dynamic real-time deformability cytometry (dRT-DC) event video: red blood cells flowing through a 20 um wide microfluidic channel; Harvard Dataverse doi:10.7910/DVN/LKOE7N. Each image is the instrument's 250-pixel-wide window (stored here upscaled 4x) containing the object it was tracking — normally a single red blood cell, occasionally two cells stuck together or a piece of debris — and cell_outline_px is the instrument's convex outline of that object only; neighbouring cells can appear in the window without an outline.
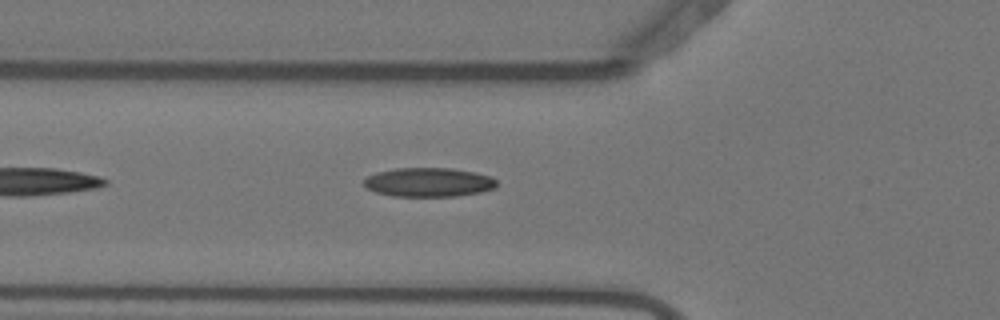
{"species": "Egyptian fruit bat (a non-hibernating species)", "species_latin": "Rousettus aegyptiacus", "temperature_condition": "warm", "stored_images_in_passage": 30, "camera_frame_rate_fps": 3000, "um_per_image_px": 0.085, "animal": {"sex": "female"}, "frame": {"image": 1, "passage_image": 2, "time_ms": 0.333, "image_size_px": [1000, 320], "cell_outline_px": [[496, 188], [480, 192], [456, 196], [392, 196], [376, 192], [368, 188], [364, 184], [364, 180], [368, 176], [376, 172], [396, 168], [452, 168], [476, 172], [488, 176], [496, 180]], "centroid_in_image_um": [36.44, 15.49], "position_along_channel_um": 89.4, "area_um2": 22.43}}
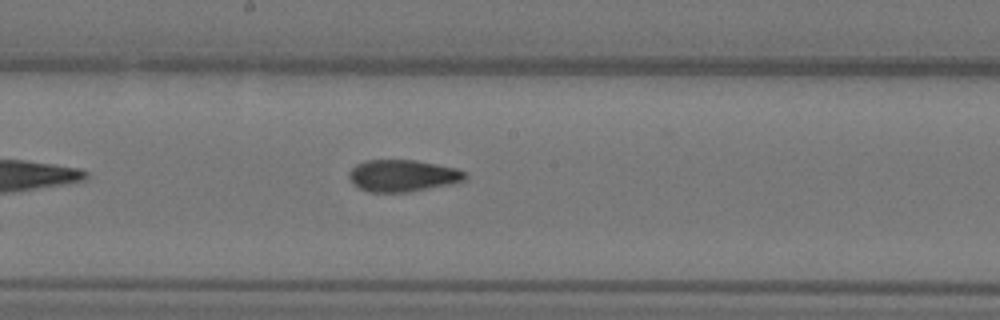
{"frame": {"image": 2, "passage_image": 12, "time_ms": 3.667, "image_size_px": [1000, 320], "cell_outline_px": [[468, 176], [464, 180], [448, 184], [408, 192], [368, 192], [352, 184], [348, 176], [348, 172], [356, 164], [364, 160], [416, 160], [456, 168], [464, 172]], "centroid_in_image_um": [34.17, 14.93], "position_along_channel_um": 214.0, "area_um2": 21.5}}
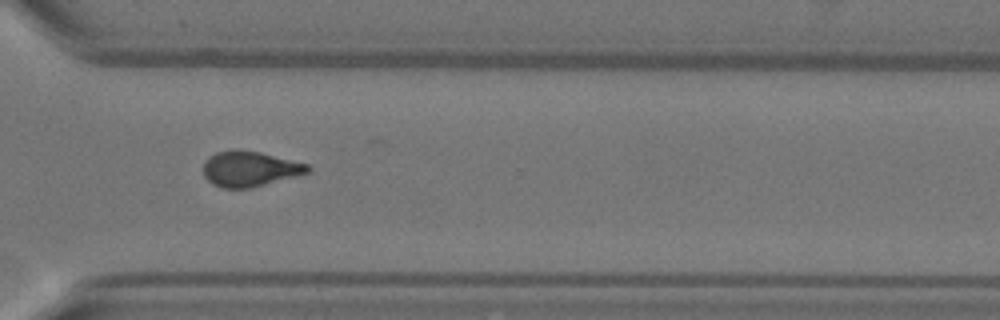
{"frame": {"image": 3, "passage_image": 23, "time_ms": 7.333, "image_size_px": [1000, 320], "cell_outline_px": [[312, 172], [248, 188], [224, 188], [212, 184], [204, 176], [204, 164], [216, 152], [232, 148], [236, 148], [260, 152], [308, 164], [312, 168]], "centroid_in_image_um": [21.25, 14.34], "position_along_channel_um": 349.3, "area_um2": 21.44}}